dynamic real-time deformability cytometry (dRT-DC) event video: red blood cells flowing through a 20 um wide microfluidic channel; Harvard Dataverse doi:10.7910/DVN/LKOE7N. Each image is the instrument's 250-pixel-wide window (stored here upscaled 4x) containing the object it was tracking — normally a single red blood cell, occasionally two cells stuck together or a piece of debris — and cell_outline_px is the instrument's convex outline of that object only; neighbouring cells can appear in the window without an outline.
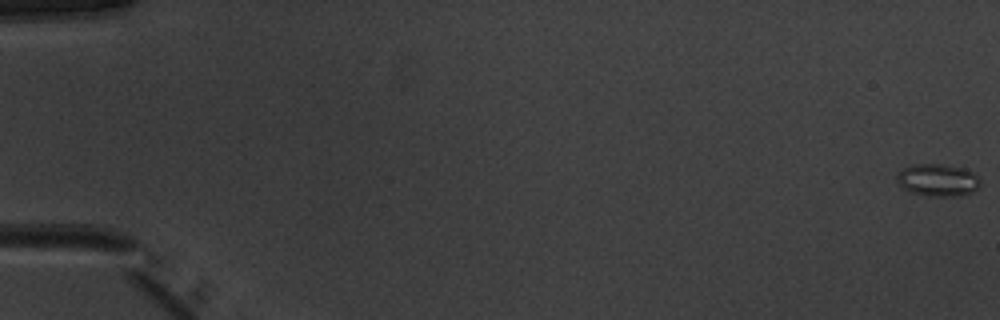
{"species": "common noctule bat (a hibernating species)", "species_latin": "Nyctalus noctula", "temperature_condition": "warm", "stored_images_in_passage": 53, "camera_frame_rate_fps": 3000, "um_per_image_px": 0.085, "animal": {"sex": "male", "body_mass_g": 20.1, "forearm_length_mm": 53.5}, "frame": {"image": 1, "passage_image": 1, "time_ms": 0.0, "image_size_px": [1000, 320], "cell_outline_px": [[980, 188], [964, 196], [928, 196], [912, 192], [904, 188], [896, 180], [896, 176], [908, 164], [940, 164], [964, 168], [980, 176]], "centroid_in_image_um": [79.76, 15.31], "position_along_channel_um": 5.2, "area_um2": 15.9}}
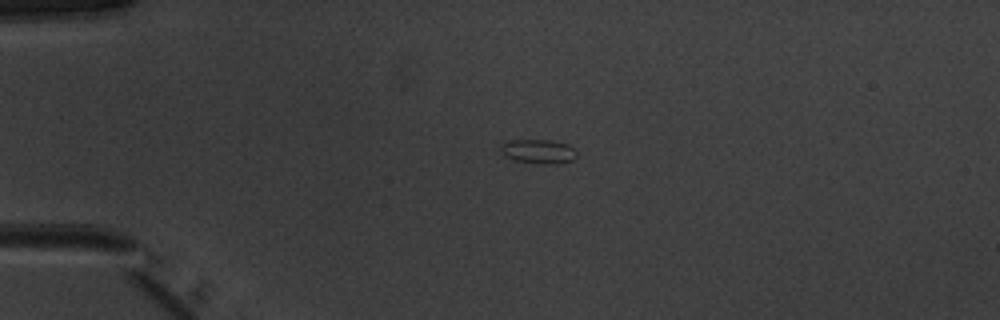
{"frame": {"image": 2, "passage_image": 14, "time_ms": 4.333, "image_size_px": [1000, 320], "cell_outline_px": [[576, 156], [572, 160], [556, 164], [544, 164], [516, 160], [508, 156], [500, 148], [500, 144], [512, 140], [548, 140], [568, 144], [576, 148]], "centroid_in_image_um": [45.83, 12.86], "position_along_channel_um": 39.2, "area_um2": 10.52}}
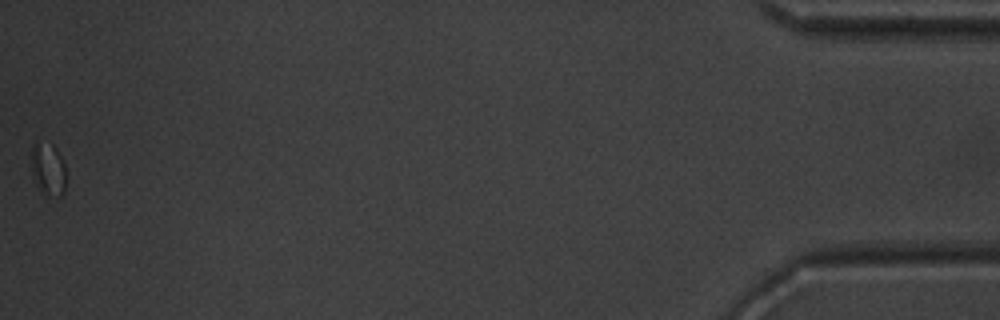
{"frame": {"image": 3, "passage_image": 53, "time_ms": 17.333, "image_size_px": [1000, 320], "cell_outline_px": [[64, 192], [60, 196], [44, 196], [40, 192], [32, 176], [32, 144], [52, 144], [56, 148], [64, 164]], "centroid_in_image_um": [4.07, 14.44], "position_along_channel_um": 431.1, "area_um2": 10.46}}